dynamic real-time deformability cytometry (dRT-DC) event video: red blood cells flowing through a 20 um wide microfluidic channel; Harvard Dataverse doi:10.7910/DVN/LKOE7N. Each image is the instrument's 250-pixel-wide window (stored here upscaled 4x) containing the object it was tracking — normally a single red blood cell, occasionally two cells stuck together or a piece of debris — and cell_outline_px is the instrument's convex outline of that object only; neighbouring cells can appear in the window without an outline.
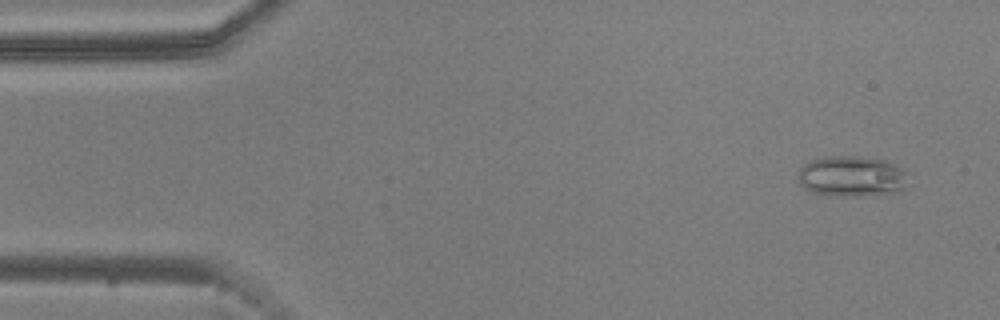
{"species": "common noctule bat (a hibernating species)", "species_latin": "Nyctalus noctula", "temperature_condition": "warm", "stored_images_in_passage": 53, "camera_frame_rate_fps": 3000, "um_per_image_px": 0.085, "animal": {"sex": "male", "body_mass_g": 20.5, "forearm_length_mm": 52.5}, "frame": {"image": 1, "passage_image": 3, "time_ms": 0.667, "image_size_px": [1000, 320], "cell_outline_px": [[908, 172], [904, 188], [900, 192], [860, 196], [836, 196], [812, 192], [804, 188], [800, 184], [796, 176], [800, 168], [804, 164], [812, 160], [828, 156], [876, 156], [904, 168]], "centroid_in_image_um": [72.42, 14.97], "position_along_channel_um": 12.6, "area_um2": 26.76}}
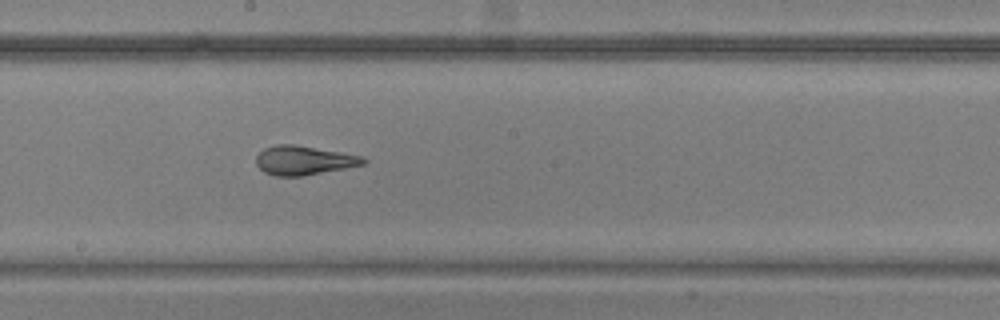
{"frame": {"image": 2, "passage_image": 28, "time_ms": 9.0, "image_size_px": [1000, 320], "cell_outline_px": [[368, 160], [364, 164], [304, 176], [276, 176], [264, 172], [256, 164], [256, 156], [264, 148], [276, 144], [296, 144], [364, 156]], "centroid_in_image_um": [25.82, 13.62], "position_along_channel_um": 222.4, "area_um2": 18.26}}
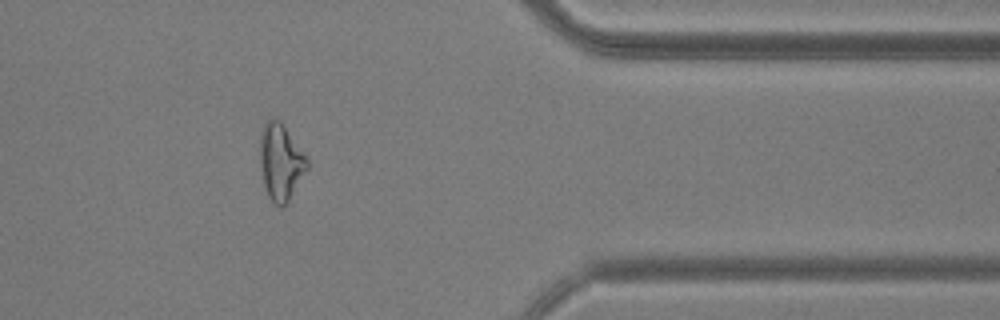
{"frame": {"image": 3, "passage_image": 43, "time_ms": 14.0, "image_size_px": [1000, 320], "cell_outline_px": [[308, 168], [288, 200], [280, 208], [268, 196], [264, 188], [260, 164], [260, 132], [268, 116], [280, 120], [308, 160]], "centroid_in_image_um": [23.82, 13.73], "position_along_channel_um": 387.6, "area_um2": 20.81}, "authors_computed_cell_mechanics": {"area_um2": 20.4612, "velocity_mm_per_s": 3.7386, "shape_relaxation_time_tau1_ms": 6.1893, "shape_relaxation_time_tau2_ms": 2.3044, "deformation_change_tau1": 0.2062, "deformation_change_tau2": 0.1138}}